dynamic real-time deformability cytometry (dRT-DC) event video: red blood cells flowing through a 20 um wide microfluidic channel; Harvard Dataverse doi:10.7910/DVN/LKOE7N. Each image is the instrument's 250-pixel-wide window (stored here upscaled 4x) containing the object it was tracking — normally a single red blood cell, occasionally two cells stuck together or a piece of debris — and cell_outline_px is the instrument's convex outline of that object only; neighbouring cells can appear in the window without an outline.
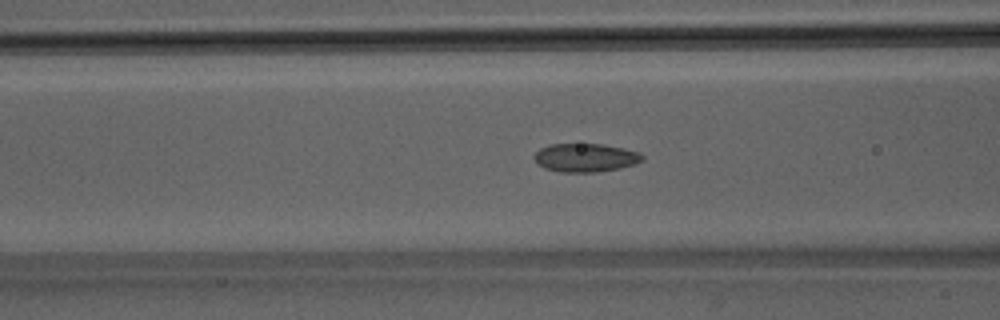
{"species": "Egyptian fruit bat (a non-hibernating species)", "species_latin": "Rousettus aegyptiacus", "temperature_condition": "room temperature", "stored_images_in_passage": 49, "camera_frame_rate_fps": 3000, "um_per_image_px": 0.085, "animal": {"sex": "male"}, "frame": {"image": 1, "passage_image": 19, "time_ms": 6.0, "image_size_px": [1000, 320], "cell_outline_px": [[644, 160], [620, 168], [596, 172], [560, 172], [544, 168], [532, 156], [540, 148], [552, 144], [604, 144], [624, 148], [640, 152], [644, 156]], "centroid_in_image_um": [49.78, 13.39], "position_along_channel_um": 116.8, "area_um2": 17.92}}
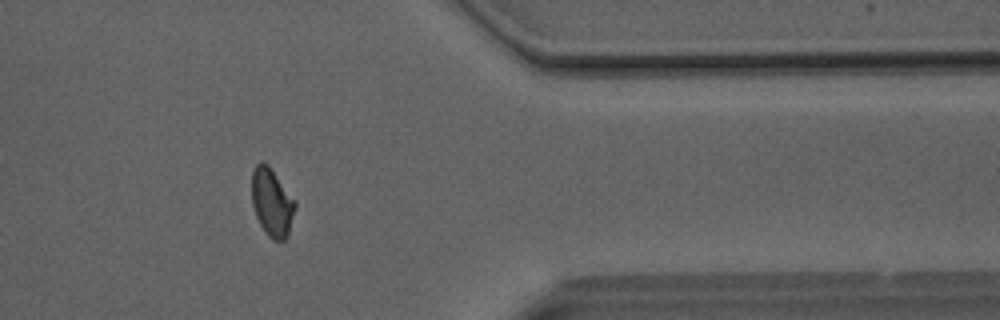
{"frame": {"image": 2, "passage_image": 40, "time_ms": 13.0, "image_size_px": [1000, 320], "cell_outline_px": [[296, 208], [288, 236], [284, 240], [272, 240], [268, 236], [260, 224], [256, 216], [252, 204], [252, 172], [256, 164], [260, 160], [268, 164], [296, 200]], "centroid_in_image_um": [23.13, 17.19], "position_along_channel_um": 388.3, "area_um2": 17.4}}
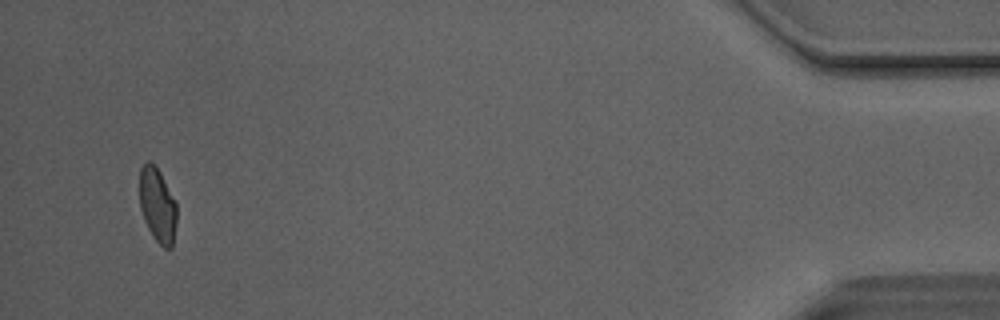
{"frame": {"image": 3, "passage_image": 47, "time_ms": 15.333, "image_size_px": [1000, 320], "cell_outline_px": [[176, 224], [172, 248], [164, 248], [152, 236], [144, 220], [140, 208], [140, 168], [148, 160], [156, 164], [176, 204]], "centroid_in_image_um": [13.38, 17.43], "position_along_channel_um": 421.8, "area_um2": 16.07}, "authors_computed_cell_mechanics": {"area_um2": 17.2822, "velocity_mm_per_s": 4.1238, "shape_relaxation_time_tau1_ms": 9.1996, "shape_relaxation_time_tau2_ms": 1.434, "deformation_change_tau1": 0.172, "deformation_change_tau2": 0.0644}}